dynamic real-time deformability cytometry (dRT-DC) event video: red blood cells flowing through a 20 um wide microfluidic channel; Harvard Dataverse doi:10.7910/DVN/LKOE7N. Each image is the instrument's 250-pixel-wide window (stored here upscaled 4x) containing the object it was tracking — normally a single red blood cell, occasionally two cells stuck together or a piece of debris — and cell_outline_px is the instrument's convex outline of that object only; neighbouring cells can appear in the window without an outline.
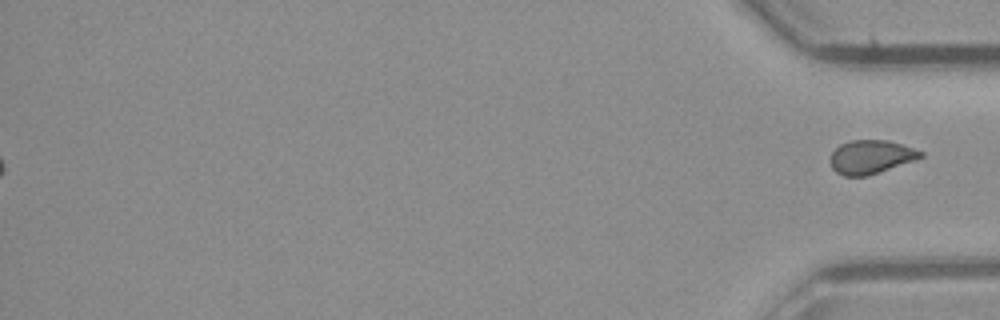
{"species": "common noctule bat (a hibernating species)", "species_latin": "Nyctalus noctula", "temperature_condition": "room temperature", "stored_images_in_passage": 42, "segment_of_instrument_passage": [2, 2], "camera_frame_rate_fps": 3000, "um_per_image_px": 0.085, "animal": {"sex": "male", "body_mass_g": 23.1, "forearm_length_mm": 52.7}, "frame": {"image": 1, "passage_image": 42, "time_ms": 13.667, "image_size_px": [1000, 320], "cell_outline_px": [[924, 156], [916, 160], [868, 176], [844, 176], [836, 172], [832, 168], [828, 160], [832, 152], [840, 144], [852, 140], [888, 140], [924, 152]], "centroid_in_image_um": [74.01, 13.35], "position_along_channel_um": 361.2, "area_um2": 17.86}}